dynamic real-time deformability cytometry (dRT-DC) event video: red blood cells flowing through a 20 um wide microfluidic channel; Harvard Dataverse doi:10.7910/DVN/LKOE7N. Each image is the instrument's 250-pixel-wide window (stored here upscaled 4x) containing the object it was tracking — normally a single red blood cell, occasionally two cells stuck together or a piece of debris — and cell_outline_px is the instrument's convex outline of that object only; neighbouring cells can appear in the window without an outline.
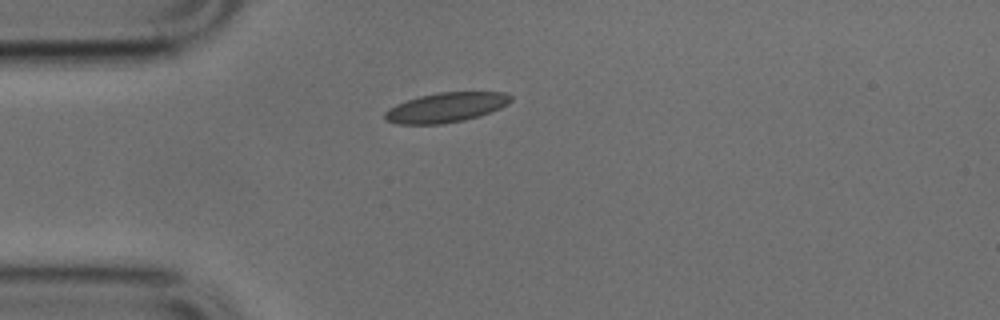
{"species": "common noctule bat (a hibernating species)", "species_latin": "Nyctalus noctula", "temperature_condition": "cold", "stored_images_in_passage": 39, "camera_frame_rate_fps": 3000, "um_per_image_px": 0.085, "animal": {"sex": "male", "body_mass_g": 17.9, "forearm_length_mm": 54.2}, "frame": {"image": 1, "passage_image": 1, "time_ms": 0.0, "image_size_px": [1000, 320], "cell_outline_px": [[512, 100], [508, 104], [500, 108], [480, 116], [464, 120], [440, 124], [400, 124], [384, 120], [384, 112], [388, 108], [396, 104], [420, 96], [440, 92], [504, 92], [512, 96]], "centroid_in_image_um": [37.91, 9.13], "position_along_channel_um": 47.1, "area_um2": 21.79}}
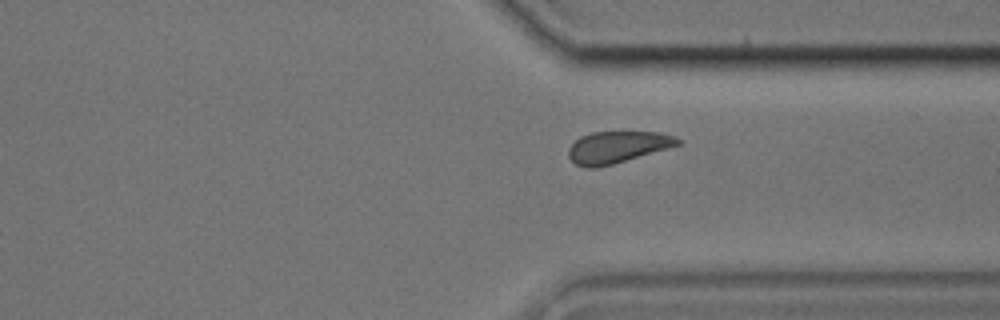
{"frame": {"image": 2, "passage_image": 26, "time_ms": 8.333, "image_size_px": [1000, 320], "cell_outline_px": [[680, 144], [668, 148], [612, 164], [596, 168], [584, 168], [576, 164], [568, 156], [568, 148], [580, 136], [592, 132], [660, 132], [672, 136], [680, 140]], "centroid_in_image_um": [52.43, 12.5], "position_along_channel_um": 359.0, "area_um2": 20.0}}
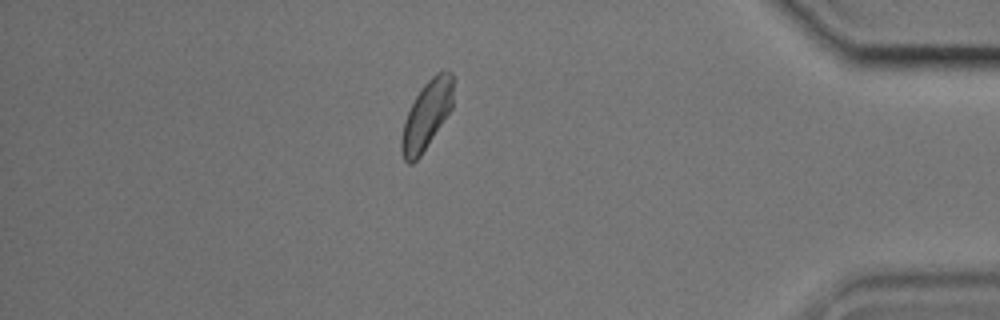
{"frame": {"image": 3, "passage_image": 32, "time_ms": 10.333, "image_size_px": [1000, 320], "cell_outline_px": [[456, 80], [452, 108], [420, 156], [412, 164], [408, 164], [404, 160], [400, 152], [400, 140], [404, 120], [420, 88], [436, 72], [452, 72]], "centroid_in_image_um": [36.28, 9.76], "position_along_channel_um": 398.9, "area_um2": 20.87}}